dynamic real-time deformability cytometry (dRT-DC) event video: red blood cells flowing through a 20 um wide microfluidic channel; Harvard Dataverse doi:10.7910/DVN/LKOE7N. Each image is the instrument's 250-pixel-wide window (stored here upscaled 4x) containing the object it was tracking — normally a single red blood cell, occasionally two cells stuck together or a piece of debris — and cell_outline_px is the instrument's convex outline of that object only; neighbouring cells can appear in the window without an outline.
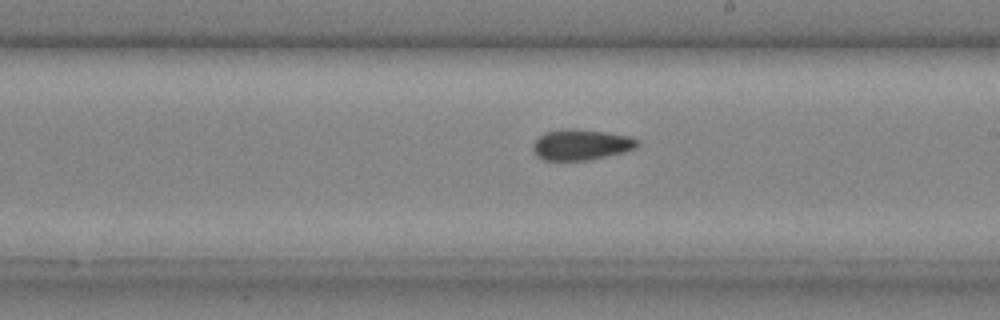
{"species": "common noctule bat (a hibernating species)", "species_latin": "Nyctalus noctula", "temperature_condition": "cold", "stored_images_in_passage": 24, "camera_frame_rate_fps": 3000, "um_per_image_px": 0.085, "animal": {"sex": "male", "body_mass_g": 20.4}, "frame": {"image": 1, "passage_image": 11, "time_ms": 3.333, "image_size_px": [1000, 320], "cell_outline_px": [[640, 144], [636, 148], [624, 152], [588, 160], [544, 160], [532, 148], [532, 144], [540, 136], [548, 132], [568, 128], [608, 132], [632, 136], [640, 140]], "centroid_in_image_um": [49.48, 12.29], "position_along_channel_um": 239.5, "area_um2": 18.61}}